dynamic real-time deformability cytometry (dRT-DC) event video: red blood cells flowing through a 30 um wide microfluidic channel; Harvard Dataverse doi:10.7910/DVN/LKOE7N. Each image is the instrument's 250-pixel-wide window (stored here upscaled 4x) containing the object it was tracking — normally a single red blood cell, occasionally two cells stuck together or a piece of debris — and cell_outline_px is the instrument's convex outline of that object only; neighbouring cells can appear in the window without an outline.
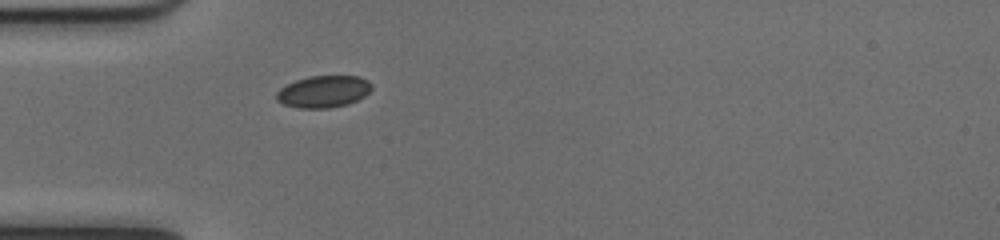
{"species": "common noctule bat (a hibernating species)", "species_latin": "Nyctalus noctula", "temperature_condition": "cold", "stored_images_in_passage": 37, "camera_frame_rate_fps": 3000, "um_per_image_px": 0.085, "animal": {"sex": "female", "body_mass_g": 17.0, "forearm_length_mm": 48.0}, "frame": {"image": 1, "passage_image": 1, "time_ms": 0.0, "image_size_px": [1000, 240], "cell_outline_px": [[372, 88], [364, 96], [348, 104], [328, 108], [300, 108], [284, 104], [276, 100], [276, 92], [280, 88], [296, 80], [308, 76], [360, 76], [368, 80], [372, 84]], "centroid_in_image_um": [27.5, 7.78], "position_along_channel_um": 57.5, "area_um2": 17.69}}
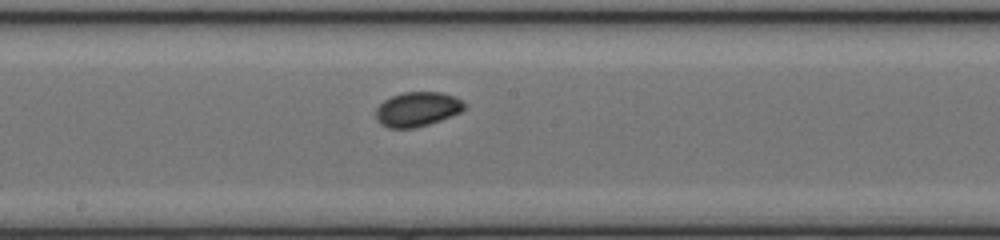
{"frame": {"image": 2, "passage_image": 13, "time_ms": 4.0, "image_size_px": [1000, 240], "cell_outline_px": [[468, 104], [460, 112], [452, 116], [416, 128], [388, 128], [380, 124], [376, 116], [376, 108], [384, 100], [392, 96], [404, 92], [440, 92], [464, 100]], "centroid_in_image_um": [35.49, 9.28], "position_along_channel_um": 212.7, "area_um2": 17.86}}
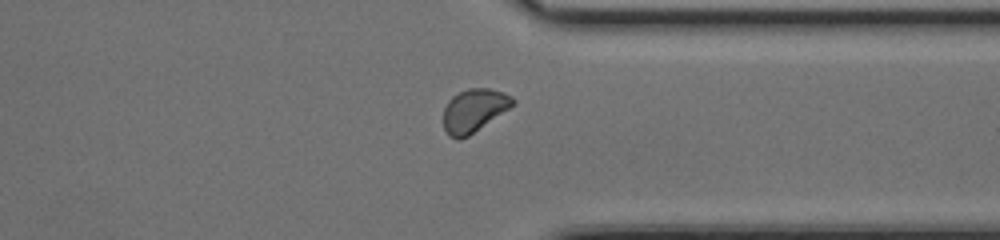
{"frame": {"image": 3, "passage_image": 25, "time_ms": 8.0, "image_size_px": [1000, 240], "cell_outline_px": [[516, 104], [468, 136], [460, 140], [456, 140], [448, 136], [444, 128], [444, 108], [448, 100], [452, 96], [468, 88], [488, 88], [504, 92], [512, 96], [516, 100]], "centroid_in_image_um": [40.3, 9.39], "position_along_channel_um": 371.1, "area_um2": 17.57}, "authors_computed_cell_mechanics": {"area_um2": 17.5134, "velocity_mm_per_s": 4.0038, "shape_relaxation_time_tau1_ms": 3.4802, "shape_relaxation_time_tau2_ms": 4.6605, "deformation_change_tau1": 0.0537, "deformation_change_tau2": 0.053}}